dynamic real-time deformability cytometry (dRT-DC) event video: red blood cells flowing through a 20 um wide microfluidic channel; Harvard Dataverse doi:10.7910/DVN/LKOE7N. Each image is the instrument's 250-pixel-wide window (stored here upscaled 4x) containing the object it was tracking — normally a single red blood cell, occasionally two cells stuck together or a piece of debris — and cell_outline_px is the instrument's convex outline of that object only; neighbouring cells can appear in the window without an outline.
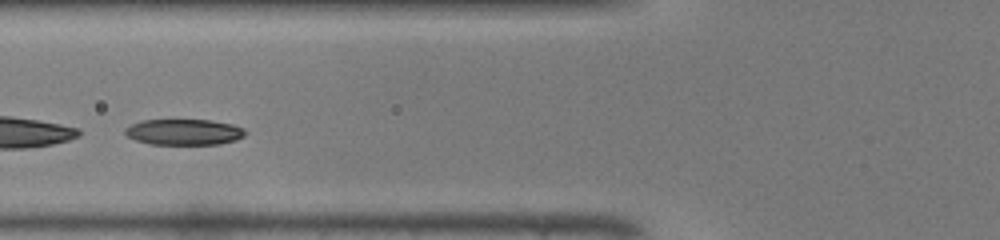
{"species": "common noctule bat (a hibernating species)", "species_latin": "Nyctalus noctula", "temperature_condition": "warm", "stored_images_in_passage": 38, "camera_frame_rate_fps": 3000, "um_per_image_px": 0.085, "animal": {"sex": "male", "body_mass_g": 19.0, "forearm_length_mm": 50.8}, "frame": {"image": 1, "passage_image": 11, "time_ms": 3.333, "image_size_px": [1000, 240], "cell_outline_px": [[248, 132], [244, 136], [236, 140], [220, 144], [148, 144], [136, 140], [128, 136], [124, 132], [124, 128], [140, 120], [212, 120], [232, 124], [244, 128]], "centroid_in_image_um": [15.66, 11.22], "position_along_channel_um": 110.1, "area_um2": 18.26}}
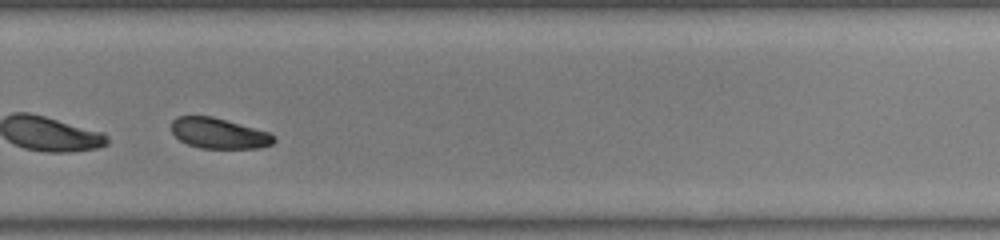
{"frame": {"image": 2, "passage_image": 25, "time_ms": 8.0, "image_size_px": [1000, 240], "cell_outline_px": [[276, 140], [272, 144], [260, 148], [200, 148], [188, 144], [180, 140], [172, 132], [172, 120], [176, 116], [212, 116], [268, 132]], "centroid_in_image_um": [18.58, 11.33], "position_along_channel_um": 311.2, "area_um2": 18.03}}
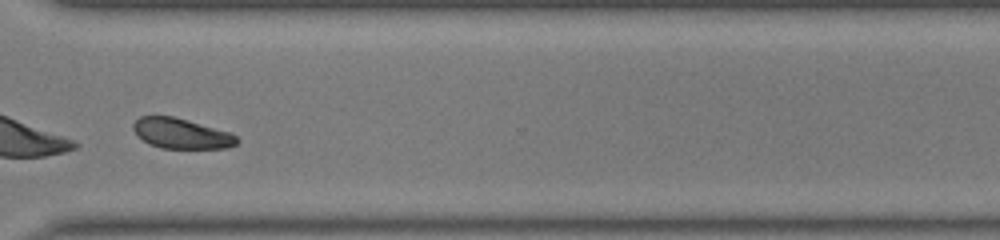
{"frame": {"image": 3, "passage_image": 28, "time_ms": 9.0, "image_size_px": [1000, 240], "cell_outline_px": [[240, 140], [236, 144], [228, 148], [160, 148], [148, 144], [136, 136], [132, 128], [132, 124], [140, 116], [172, 116], [228, 132], [236, 136]], "centroid_in_image_um": [15.35, 11.36], "position_along_channel_um": 355.2, "area_um2": 18.21}, "authors_computed_cell_mechanics": {"area_um2": 18.4671, "velocity_mm_per_s": 4.3137, "shape_relaxation_time_tau1_ms": 2.7702, "shape_relaxation_time_tau2_ms": 8.0941, "deformation_change_tau1": 0.1469, "deformation_change_tau2": 0.1219}}